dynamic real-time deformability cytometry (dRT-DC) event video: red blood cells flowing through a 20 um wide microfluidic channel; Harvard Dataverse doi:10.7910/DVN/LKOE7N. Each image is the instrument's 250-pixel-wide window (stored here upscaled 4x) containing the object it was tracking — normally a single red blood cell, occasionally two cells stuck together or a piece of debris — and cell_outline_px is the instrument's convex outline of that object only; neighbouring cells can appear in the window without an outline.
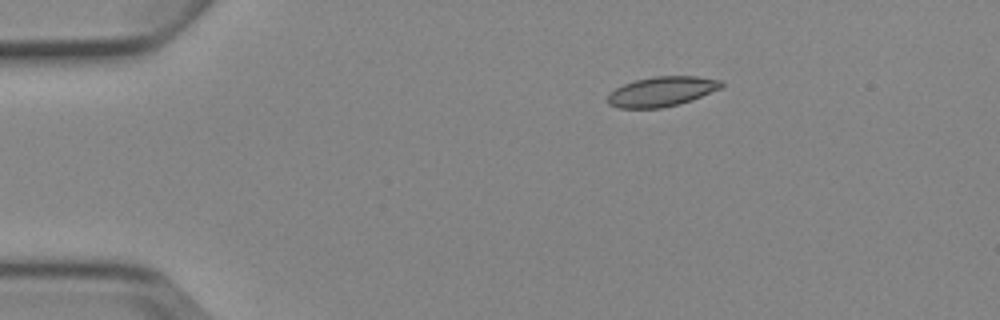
{"species": "Egyptian fruit bat (a non-hibernating species)", "species_latin": "Rousettus aegyptiacus", "temperature_condition": "cold", "stored_images_in_passage": 5, "camera_frame_rate_fps": 3000, "um_per_image_px": 0.085, "animal": {"sex": "female"}, "frame": {"image": 1, "passage_image": 3, "time_ms": 2.333, "image_size_px": [1000, 320], "cell_outline_px": [[724, 84], [720, 88], [692, 100], [680, 104], [660, 108], [620, 108], [608, 104], [608, 92], [624, 84], [636, 80], [656, 76], [696, 76], [720, 80]], "centroid_in_image_um": [56.23, 7.78], "position_along_channel_um": 28.8, "area_um2": 19.65}}
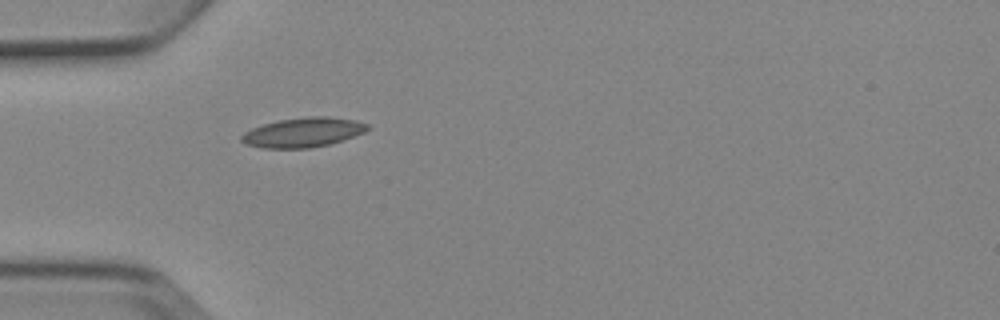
{"frame": {"image": 2, "passage_image": 5, "time_ms": 4.667, "image_size_px": [1000, 320], "cell_outline_px": [[368, 128], [364, 132], [328, 144], [308, 148], [264, 148], [244, 144], [240, 140], [240, 136], [244, 132], [252, 128], [264, 124], [280, 120], [308, 116], [328, 116], [356, 120], [368, 124]], "centroid_in_image_um": [25.72, 11.25], "position_along_channel_um": 59.3, "area_um2": 21.5}}